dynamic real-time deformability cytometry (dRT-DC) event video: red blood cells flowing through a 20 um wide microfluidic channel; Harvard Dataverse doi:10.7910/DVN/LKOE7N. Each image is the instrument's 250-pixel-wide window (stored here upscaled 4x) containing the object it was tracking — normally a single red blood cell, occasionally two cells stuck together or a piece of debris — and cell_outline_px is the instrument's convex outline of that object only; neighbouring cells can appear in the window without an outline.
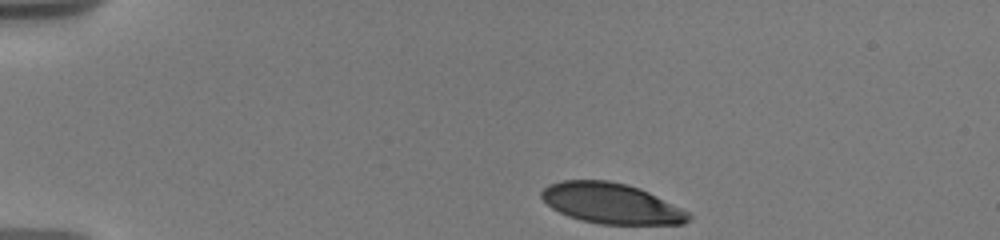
{"species": "human", "species_latin": "Homo sapiens", "temperature_condition": "warm", "stored_images_in_passage": 9, "camera_frame_rate_fps": 3000, "um_per_image_px": 0.085, "donor": {"sex": "male"}, "frame": {"image": 1, "passage_image": 1, "time_ms": 0.0, "image_size_px": [1000, 240], "cell_outline_px": [[692, 216], [684, 224], [600, 224], [580, 220], [568, 216], [552, 208], [540, 196], [540, 192], [548, 184], [560, 180], [608, 180], [640, 188], [688, 212]], "centroid_in_image_um": [51.92, 17.29], "position_along_channel_um": 33.1, "area_um2": 34.51}}
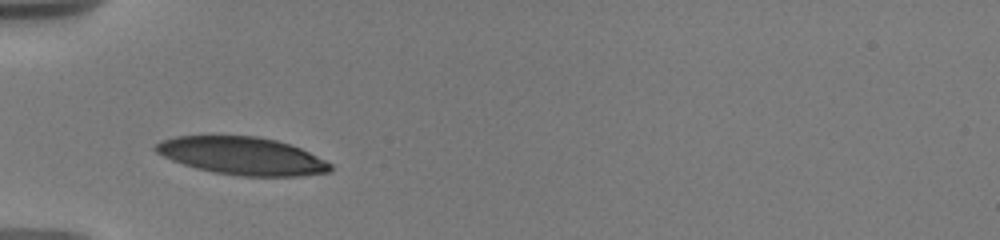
{"frame": {"image": 2, "passage_image": 7, "time_ms": 2.667, "image_size_px": [1000, 240], "cell_outline_px": [[332, 172], [300, 176], [240, 176], [212, 172], [196, 168], [172, 160], [156, 152], [152, 148], [160, 140], [176, 136], [256, 136], [276, 140], [300, 148], [332, 164]], "centroid_in_image_um": [20.57, 13.26], "position_along_channel_um": 64.4, "area_um2": 38.32}}
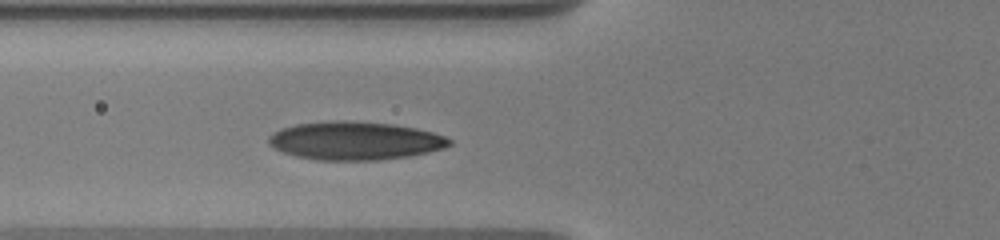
{"frame": {"image": 3, "passage_image": 9, "time_ms": 3.667, "image_size_px": [1000, 240], "cell_outline_px": [[452, 144], [444, 148], [428, 152], [408, 156], [380, 160], [320, 160], [296, 156], [272, 148], [268, 144], [268, 136], [272, 132], [280, 128], [296, 124], [336, 120], [344, 120], [392, 124], [416, 128], [432, 132], [444, 136], [452, 140]], "centroid_in_image_um": [30.14, 11.96], "position_along_channel_um": 95.7, "area_um2": 40.4}}